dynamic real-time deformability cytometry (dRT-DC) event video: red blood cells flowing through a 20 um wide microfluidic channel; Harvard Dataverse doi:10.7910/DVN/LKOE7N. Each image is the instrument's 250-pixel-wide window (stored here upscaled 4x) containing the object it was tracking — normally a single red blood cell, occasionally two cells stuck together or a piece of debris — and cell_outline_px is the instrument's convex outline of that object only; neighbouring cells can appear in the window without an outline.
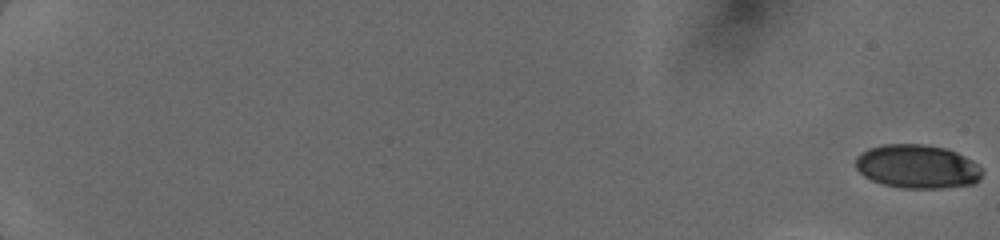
{"species": "human", "species_latin": "Homo sapiens", "temperature_condition": "cold", "stored_images_in_passage": 31, "camera_frame_rate_fps": 3000, "um_per_image_px": 0.085, "donor": {"sex": "female"}, "frame": {"image": 1, "passage_image": 1, "time_ms": 0.0, "image_size_px": [1000, 240], "cell_outline_px": [[984, 172], [980, 180], [972, 184], [940, 188], [904, 188], [884, 184], [872, 180], [864, 176], [856, 168], [856, 156], [860, 152], [868, 148], [884, 144], [924, 144], [944, 148], [956, 152], [972, 160]], "centroid_in_image_um": [77.96, 14.15], "position_along_channel_um": 7.0, "area_um2": 32.25}}
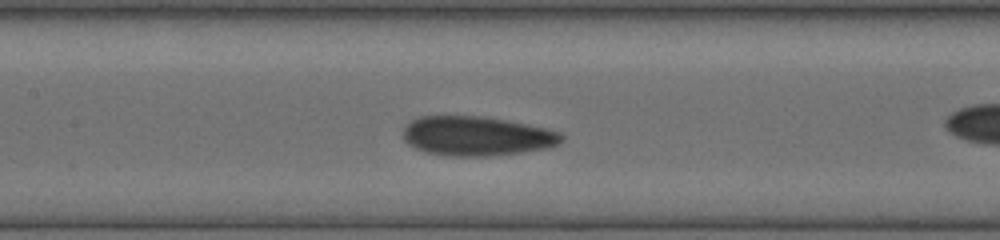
{"frame": {"image": 2, "passage_image": 24, "time_ms": 8.333, "image_size_px": [1000, 240], "cell_outline_px": [[564, 140], [552, 148], [524, 152], [488, 156], [452, 156], [424, 152], [408, 144], [404, 140], [404, 128], [412, 120], [420, 116], [480, 116], [504, 120], [544, 128], [560, 132], [564, 136]], "centroid_in_image_um": [40.54, 11.58], "position_along_channel_um": 166.9, "area_um2": 36.36}}
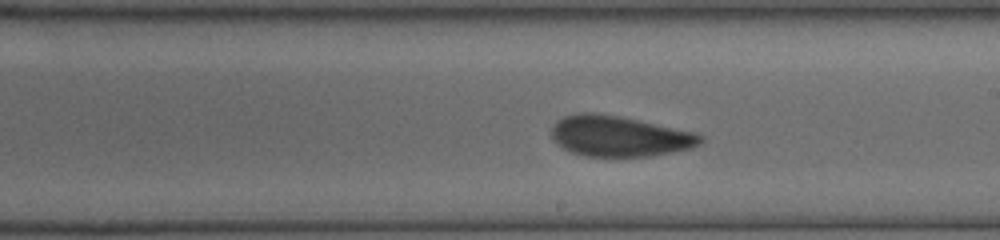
{"frame": {"image": 3, "passage_image": 29, "time_ms": 10.0, "image_size_px": [1000, 240], "cell_outline_px": [[704, 140], [700, 144], [692, 148], [652, 156], [584, 156], [572, 152], [556, 144], [552, 140], [552, 124], [556, 120], [564, 116], [576, 112], [596, 112], [620, 116], [692, 132], [704, 136]], "centroid_in_image_um": [52.6, 11.57], "position_along_channel_um": 236.4, "area_um2": 35.37}}